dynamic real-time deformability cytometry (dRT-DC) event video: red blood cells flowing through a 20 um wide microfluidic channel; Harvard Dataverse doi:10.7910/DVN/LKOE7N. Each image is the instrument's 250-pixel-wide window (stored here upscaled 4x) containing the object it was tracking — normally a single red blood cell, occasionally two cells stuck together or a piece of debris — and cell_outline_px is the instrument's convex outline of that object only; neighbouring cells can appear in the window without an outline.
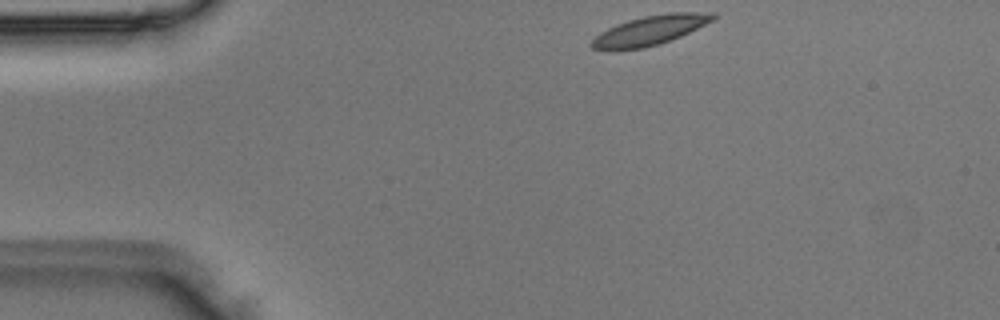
{"species": "Egyptian fruit bat (a non-hibernating species)", "species_latin": "Rousettus aegyptiacus", "temperature_condition": "room temperature", "stored_images_in_passage": 4, "camera_frame_rate_fps": 3000, "um_per_image_px": 0.085, "animal": {"sex": "male"}, "frame": {"image": 1, "passage_image": 1, "time_ms": 0.0, "image_size_px": [1000, 320], "cell_outline_px": [[716, 16], [712, 20], [680, 36], [644, 48], [608, 52], [592, 48], [588, 44], [600, 32], [616, 24], [628, 20], [644, 16], [668, 12], [716, 12]], "centroid_in_image_um": [55.16, 2.59], "position_along_channel_um": 29.8, "area_um2": 20.92}}
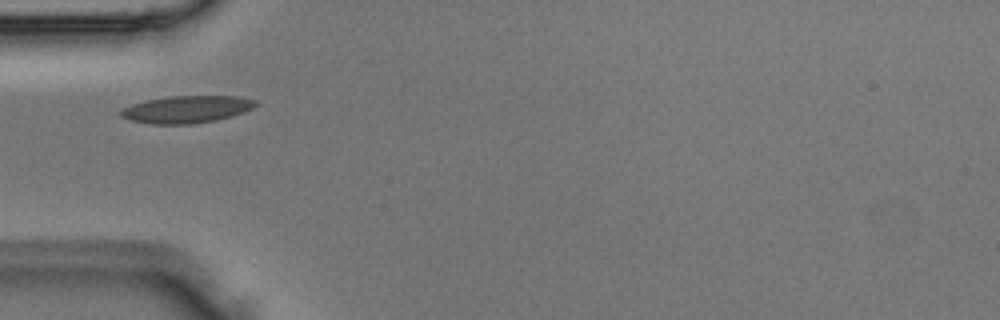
{"frame": {"image": 2, "passage_image": 3, "time_ms": 0.667, "image_size_px": [1000, 320], "cell_outline_px": [[260, 104], [244, 112], [232, 116], [216, 120], [192, 124], [148, 124], [128, 120], [120, 116], [120, 108], [132, 104], [148, 100], [168, 96], [240, 96], [256, 100]], "centroid_in_image_um": [15.86, 9.29], "position_along_channel_um": 69.1, "area_um2": 21.68}}
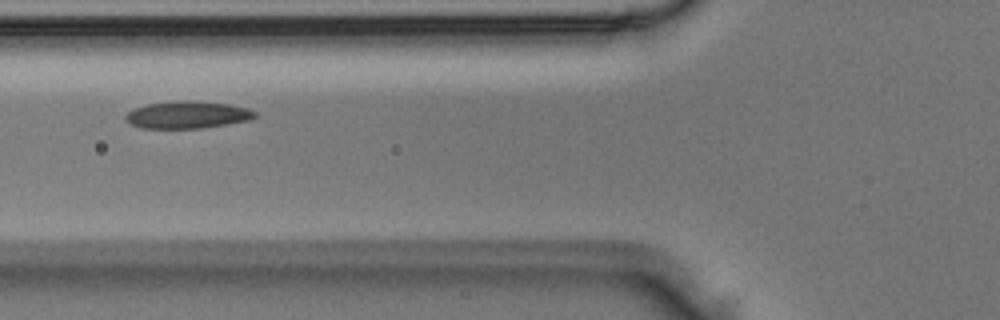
{"frame": {"image": 3, "passage_image": 4, "time_ms": 1.0, "image_size_px": [1000, 320], "cell_outline_px": [[256, 116], [248, 120], [200, 128], [140, 128], [124, 120], [124, 116], [128, 112], [136, 108], [148, 104], [184, 100], [192, 100], [228, 104], [248, 108], [256, 112]], "centroid_in_image_um": [15.91, 9.75], "position_along_channel_um": 109.9, "area_um2": 20.29}}